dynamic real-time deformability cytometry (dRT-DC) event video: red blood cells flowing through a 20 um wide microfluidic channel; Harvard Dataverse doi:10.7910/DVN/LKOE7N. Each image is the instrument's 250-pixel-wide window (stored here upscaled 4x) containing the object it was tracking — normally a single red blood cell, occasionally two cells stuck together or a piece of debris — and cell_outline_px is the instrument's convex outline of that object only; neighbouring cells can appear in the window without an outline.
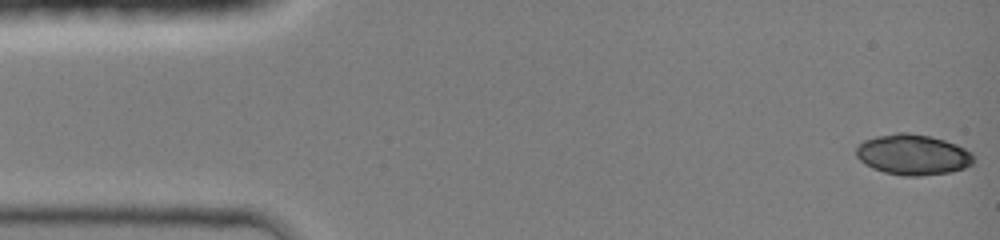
{"species": "common noctule bat (a hibernating species)", "species_latin": "Nyctalus noctula", "temperature_condition": "room temperature", "stored_images_in_passage": 44, "camera_frame_rate_fps": 3000, "um_per_image_px": 0.085, "animal": {"sex": "female", "body_mass_g": 19.0, "forearm_length_mm": 51.5}, "frame": {"image": 1, "passage_image": 1, "time_ms": 0.0, "image_size_px": [1000, 240], "cell_outline_px": [[976, 156], [972, 164], [964, 168], [952, 172], [920, 176], [904, 176], [884, 172], [872, 168], [864, 164], [856, 156], [856, 148], [864, 140], [876, 136], [896, 132], [908, 132], [932, 136], [956, 144], [972, 152]], "centroid_in_image_um": [77.61, 13.14], "position_along_channel_um": 7.4, "area_um2": 28.09}}
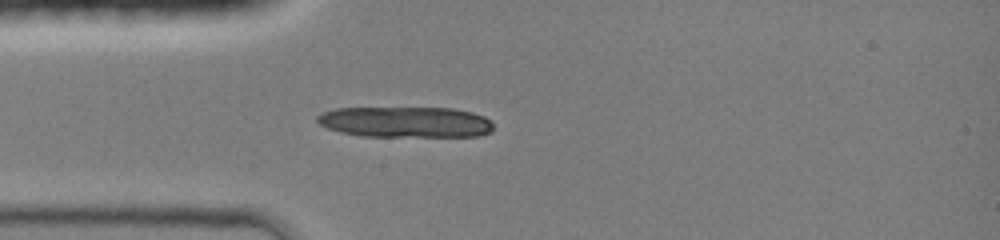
{"frame": {"image": 2, "passage_image": 12, "time_ms": 3.667, "image_size_px": [1000, 240], "cell_outline_px": [[492, 132], [476, 136], [360, 136], [340, 132], [328, 128], [320, 124], [316, 120], [316, 116], [324, 112], [336, 108], [452, 108], [472, 112], [484, 116], [492, 120]], "centroid_in_image_um": [34.48, 10.37], "position_along_channel_um": 50.5, "area_um2": 31.67}}